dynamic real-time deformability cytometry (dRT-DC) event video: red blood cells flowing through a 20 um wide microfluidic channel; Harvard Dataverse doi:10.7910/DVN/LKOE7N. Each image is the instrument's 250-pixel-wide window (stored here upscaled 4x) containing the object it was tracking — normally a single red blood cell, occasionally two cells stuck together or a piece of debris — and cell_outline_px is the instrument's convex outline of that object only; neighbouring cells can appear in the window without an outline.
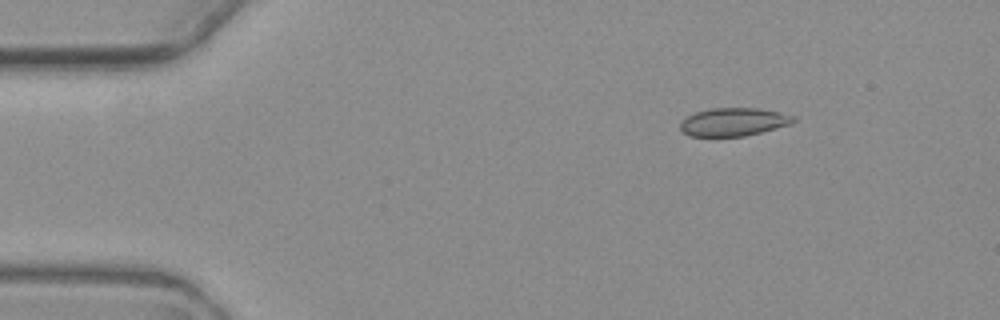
{"species": "common noctule bat (a hibernating species)", "species_latin": "Nyctalus noctula", "temperature_condition": "warm", "stored_images_in_passage": 5, "camera_frame_rate_fps": 3000, "um_per_image_px": 0.085, "animal": {"sex": "female", "body_mass_g": 19.3, "forearm_length_mm": 54.1}, "frame": {"image": 1, "passage_image": 2, "time_ms": 2.0, "image_size_px": [1000, 320], "cell_outline_px": [[796, 120], [792, 124], [744, 136], [688, 136], [680, 128], [680, 120], [696, 112], [712, 108], [760, 108], [796, 116]], "centroid_in_image_um": [62.36, 10.36], "position_along_channel_um": 22.6, "area_um2": 18.55}}